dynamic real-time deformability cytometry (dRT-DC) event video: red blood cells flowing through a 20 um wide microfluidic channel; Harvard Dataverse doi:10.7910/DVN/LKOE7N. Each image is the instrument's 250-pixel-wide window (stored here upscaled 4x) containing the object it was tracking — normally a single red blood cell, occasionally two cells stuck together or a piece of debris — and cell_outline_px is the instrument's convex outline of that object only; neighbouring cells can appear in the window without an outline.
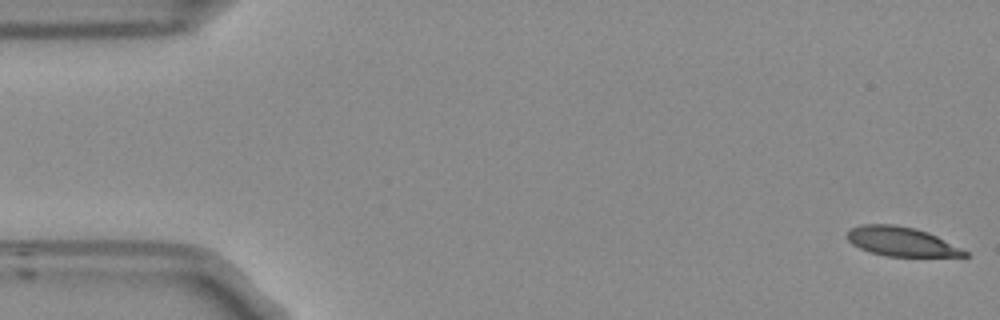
{"species": "Egyptian fruit bat (a non-hibernating species)", "species_latin": "Rousettus aegyptiacus", "temperature_condition": "room temperature", "stored_images_in_passage": 54, "camera_frame_rate_fps": 3000, "um_per_image_px": 0.085, "frame": {"image": 1, "passage_image": 1, "time_ms": 0.0, "image_size_px": [1000, 320], "cell_outline_px": [[968, 256], [888, 256], [868, 252], [852, 244], [848, 240], [848, 232], [852, 228], [864, 224], [892, 224], [912, 228], [928, 232], [968, 252]], "centroid_in_image_um": [76.58, 20.53], "position_along_channel_um": 8.4, "area_um2": 19.59}}
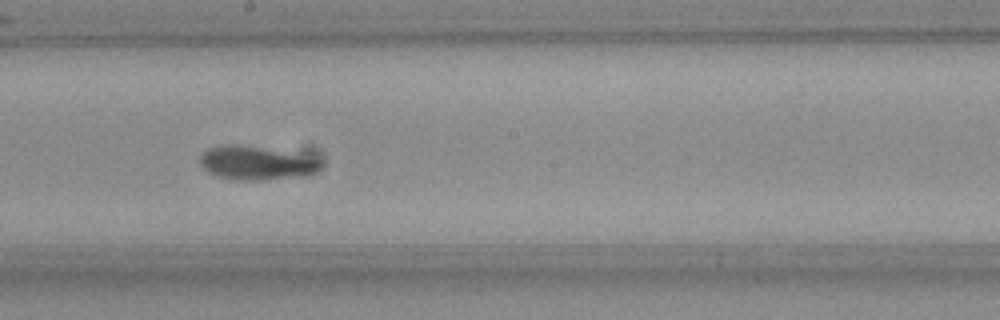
{"frame": {"image": 2, "passage_image": 29, "time_ms": 9.333, "image_size_px": [1000, 320], "cell_outline_px": [[324, 164], [320, 168], [312, 172], [264, 180], [236, 180], [216, 176], [208, 172], [200, 164], [200, 156], [208, 148], [232, 144], [256, 148], [320, 160]], "centroid_in_image_um": [21.63, 13.88], "position_along_channel_um": 226.6, "area_um2": 22.25}}
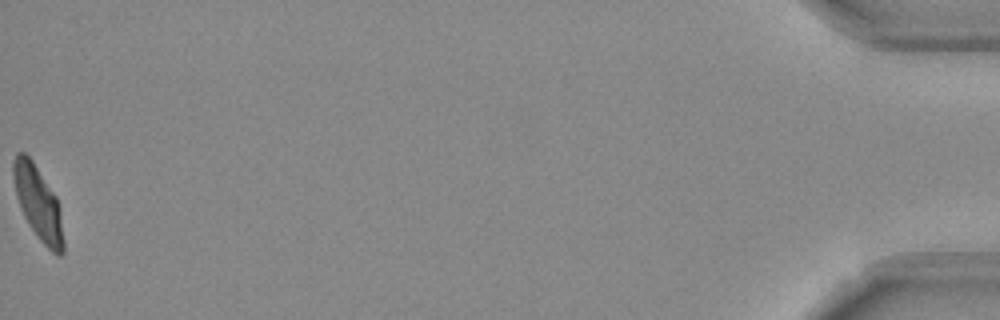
{"frame": {"image": 3, "passage_image": 54, "time_ms": 17.667, "image_size_px": [1000, 320], "cell_outline_px": [[64, 252], [60, 256], [56, 256], [40, 240], [28, 224], [20, 208], [16, 196], [12, 176], [12, 160], [16, 152], [24, 152], [32, 160], [56, 196], [60, 208], [64, 240]], "centroid_in_image_um": [3.23, 17.26], "position_along_channel_um": 432.0, "area_um2": 21.73}, "authors_computed_cell_mechanics": {"area_um2": 21.7328, "velocity_mm_per_s": 3.7374, "shape_relaxation_time_tau1_ms": 5.4315, "shape_relaxation_time_tau2_ms": 0.8026, "deformation_change_tau1": 0.1982, "deformation_change_tau2": 0.0673}}